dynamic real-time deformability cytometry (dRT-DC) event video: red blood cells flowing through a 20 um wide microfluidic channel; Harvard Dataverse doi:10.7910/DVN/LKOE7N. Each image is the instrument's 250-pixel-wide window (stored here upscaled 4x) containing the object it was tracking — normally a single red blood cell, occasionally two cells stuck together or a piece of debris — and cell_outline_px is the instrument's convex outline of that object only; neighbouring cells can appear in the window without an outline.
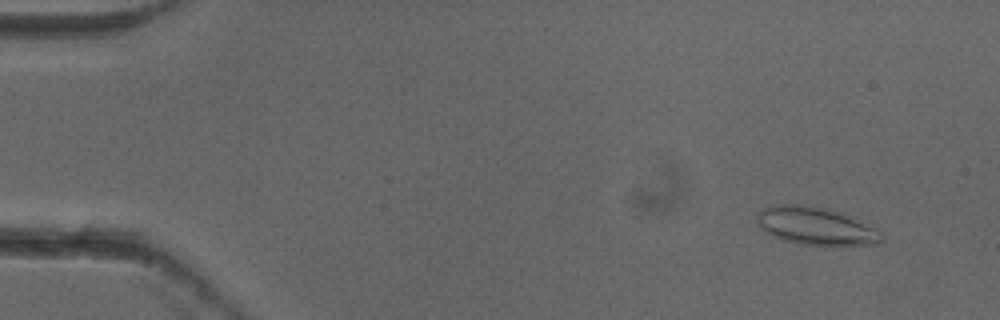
{"species": "common noctule bat (a hibernating species)", "species_latin": "Nyctalus noctula", "temperature_condition": "cold", "stored_images_in_passage": 4, "camera_frame_rate_fps": 3000, "um_per_image_px": 0.085, "animal": {"sex": "female"}, "frame": {"image": 1, "passage_image": 2, "time_ms": 0.333, "image_size_px": [1000, 320], "cell_outline_px": [[884, 236], [876, 244], [796, 244], [772, 236], [764, 232], [756, 220], [760, 208], [780, 204], [800, 204], [820, 208], [836, 212], [876, 228], [884, 232]], "centroid_in_image_um": [69.27, 19.21], "position_along_channel_um": 15.7, "area_um2": 26.76}}